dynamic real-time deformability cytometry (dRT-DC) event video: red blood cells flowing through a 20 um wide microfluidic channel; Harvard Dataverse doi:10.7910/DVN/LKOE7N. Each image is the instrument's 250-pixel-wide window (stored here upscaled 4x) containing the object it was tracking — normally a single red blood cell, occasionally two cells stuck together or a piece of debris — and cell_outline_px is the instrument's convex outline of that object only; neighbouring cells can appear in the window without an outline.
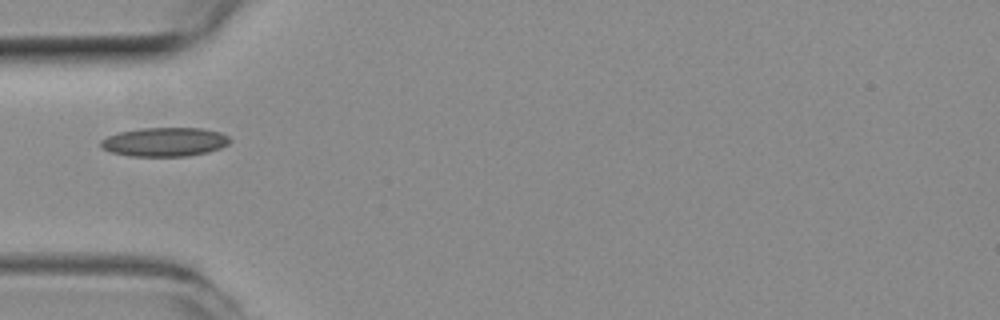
{"species": "common noctule bat (a hibernating species)", "species_latin": "Nyctalus noctula", "temperature_condition": "room temperature", "stored_images_in_passage": 5, "camera_frame_rate_fps": 3000, "um_per_image_px": 0.085, "animal": {"sex": "female", "body_mass_g": 19.3, "forearm_length_mm": 54.1}, "frame": {"image": 1, "passage_image": 1, "time_ms": 0.0, "image_size_px": [1000, 320], "cell_outline_px": [[232, 140], [228, 144], [220, 148], [208, 152], [188, 156], [128, 156], [112, 152], [104, 148], [100, 144], [100, 140], [108, 136], [120, 132], [140, 128], [204, 128], [220, 132], [228, 136]], "centroid_in_image_um": [14.03, 12.06], "position_along_channel_um": 71.0, "area_um2": 21.79}}